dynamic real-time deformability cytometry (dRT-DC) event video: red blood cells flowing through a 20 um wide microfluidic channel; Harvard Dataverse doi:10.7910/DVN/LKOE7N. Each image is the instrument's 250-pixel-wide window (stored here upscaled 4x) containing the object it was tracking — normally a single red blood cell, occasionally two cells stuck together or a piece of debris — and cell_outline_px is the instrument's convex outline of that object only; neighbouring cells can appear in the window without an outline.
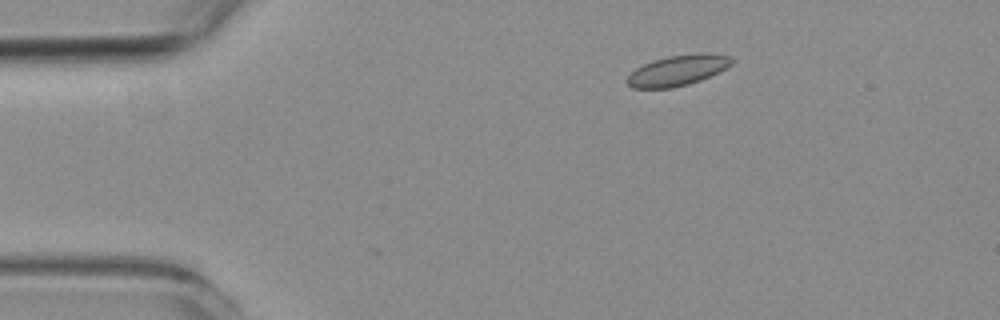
{"species": "common noctule bat (a hibernating species)", "species_latin": "Nyctalus noctula", "temperature_condition": "room temperature", "stored_images_in_passage": 34, "camera_frame_rate_fps": 3000, "um_per_image_px": 0.085, "animal": {"sex": "female", "body_mass_g": 19.3, "forearm_length_mm": 54.1}, "frame": {"image": 1, "passage_image": 1, "time_ms": 0.0, "image_size_px": [1000, 320], "cell_outline_px": [[732, 64], [720, 72], [700, 80], [688, 84], [672, 88], [632, 88], [624, 80], [636, 68], [652, 60], [668, 56], [700, 52], [708, 52], [732, 56]], "centroid_in_image_um": [57.62, 5.97], "position_along_channel_um": 27.4, "area_um2": 18.84}}
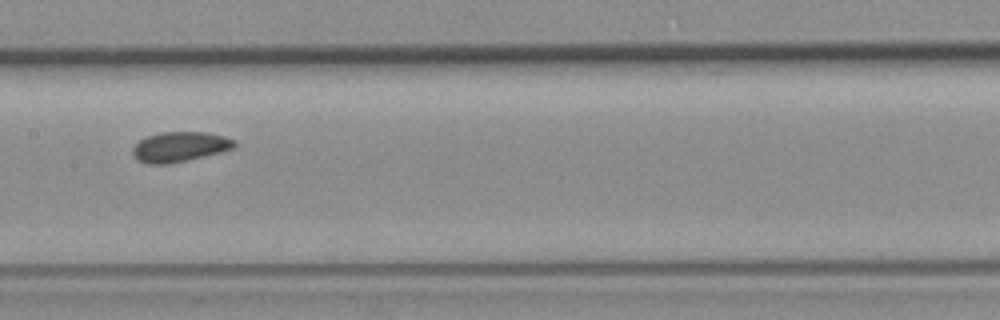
{"frame": {"image": 2, "passage_image": 19, "time_ms": 6.0, "image_size_px": [1000, 320], "cell_outline_px": [[236, 148], [188, 160], [168, 164], [148, 164], [136, 160], [132, 152], [132, 148], [140, 140], [148, 136], [160, 132], [204, 132], [224, 136], [236, 140]], "centroid_in_image_um": [15.29, 12.48], "position_along_channel_um": 192.1, "area_um2": 17.86}}
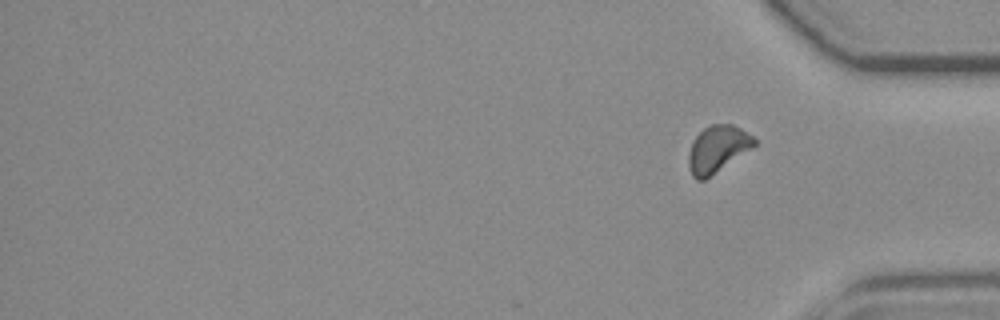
{"frame": {"image": 3, "passage_image": 34, "time_ms": 11.0, "image_size_px": [1000, 320], "cell_outline_px": [[756, 144], [752, 148], [704, 180], [696, 180], [692, 176], [688, 164], [688, 156], [692, 140], [704, 128], [712, 124], [732, 124], [740, 128], [752, 136], [756, 140]], "centroid_in_image_um": [60.97, 12.66], "position_along_channel_um": 374.2, "area_um2": 17.74}, "authors_computed_cell_mechanics": {"area_um2": 17.7446, "velocity_mm_per_s": 3.7295, "shape_relaxation_time_tau1_ms": null, "shape_relaxation_time_tau2_ms": 6.3074, "deformation_change_tau1": null, "deformation_change_tau2": 0.0871}}